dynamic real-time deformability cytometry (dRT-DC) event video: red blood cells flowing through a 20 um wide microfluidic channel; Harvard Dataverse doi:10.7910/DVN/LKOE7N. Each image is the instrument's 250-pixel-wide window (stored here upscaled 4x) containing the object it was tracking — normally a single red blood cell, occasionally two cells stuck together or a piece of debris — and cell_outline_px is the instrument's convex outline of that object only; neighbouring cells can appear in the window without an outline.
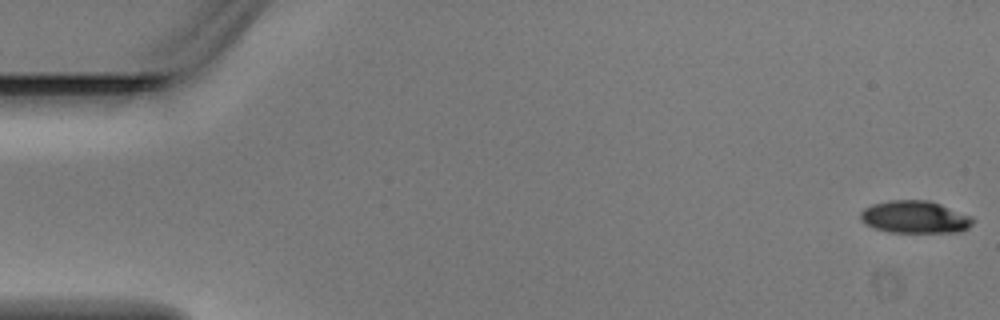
{"species": "Egyptian fruit bat (a non-hibernating species)", "species_latin": "Rousettus aegyptiacus", "temperature_condition": "warm", "stored_images_in_passage": 6, "camera_frame_rate_fps": 3000, "um_per_image_px": 0.085, "animal": {"sex": "male"}, "frame": {"image": 1, "passage_image": 1, "time_ms": 0.0, "image_size_px": [1000, 320], "cell_outline_px": [[976, 220], [968, 228], [960, 232], [888, 232], [872, 228], [864, 224], [860, 220], [860, 212], [864, 208], [872, 204], [888, 200], [928, 200], [940, 204], [972, 216]], "centroid_in_image_um": [77.75, 18.45], "position_along_channel_um": 7.3, "area_um2": 21.5}}
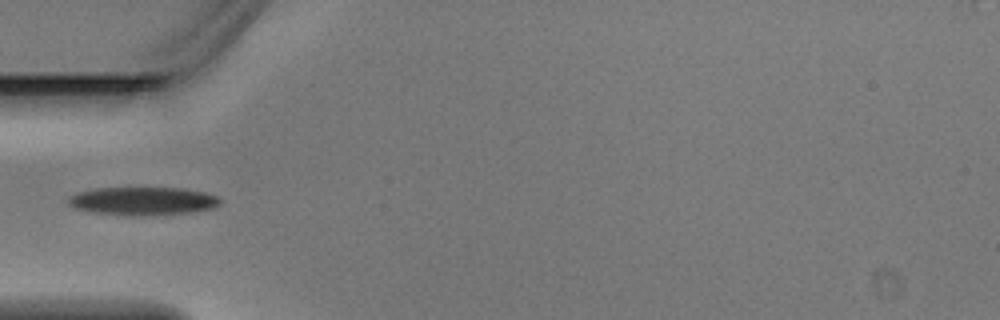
{"frame": {"image": 2, "passage_image": 5, "time_ms": 1.333, "image_size_px": [1000, 320], "cell_outline_px": [[220, 204], [212, 208], [188, 212], [92, 212], [76, 208], [68, 204], [64, 200], [68, 196], [76, 192], [96, 188], [184, 188], [204, 192], [216, 196], [220, 200]], "centroid_in_image_um": [12.08, 17.01], "position_along_channel_um": 72.9, "area_um2": 23.47}}
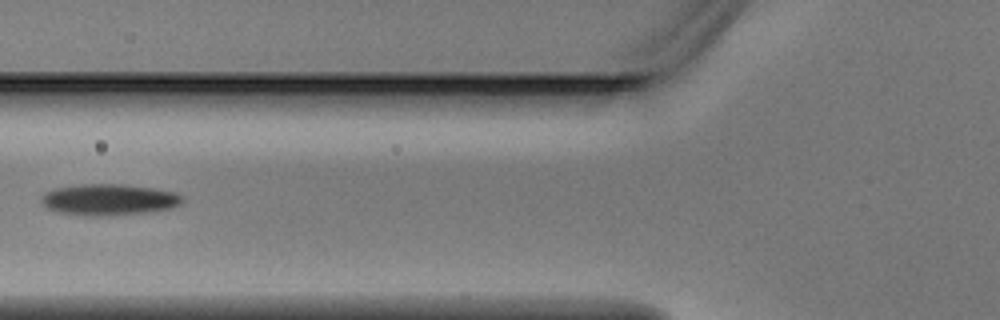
{"frame": {"image": 3, "passage_image": 6, "time_ms": 1.667, "image_size_px": [1000, 320], "cell_outline_px": [[184, 200], [180, 204], [172, 208], [144, 212], [108, 216], [92, 216], [56, 212], [48, 208], [40, 200], [44, 192], [52, 188], [80, 184], [124, 184], [156, 188], [172, 192], [184, 196]], "centroid_in_image_um": [9.24, 16.96], "position_along_channel_um": 116.6, "area_um2": 25.89}}